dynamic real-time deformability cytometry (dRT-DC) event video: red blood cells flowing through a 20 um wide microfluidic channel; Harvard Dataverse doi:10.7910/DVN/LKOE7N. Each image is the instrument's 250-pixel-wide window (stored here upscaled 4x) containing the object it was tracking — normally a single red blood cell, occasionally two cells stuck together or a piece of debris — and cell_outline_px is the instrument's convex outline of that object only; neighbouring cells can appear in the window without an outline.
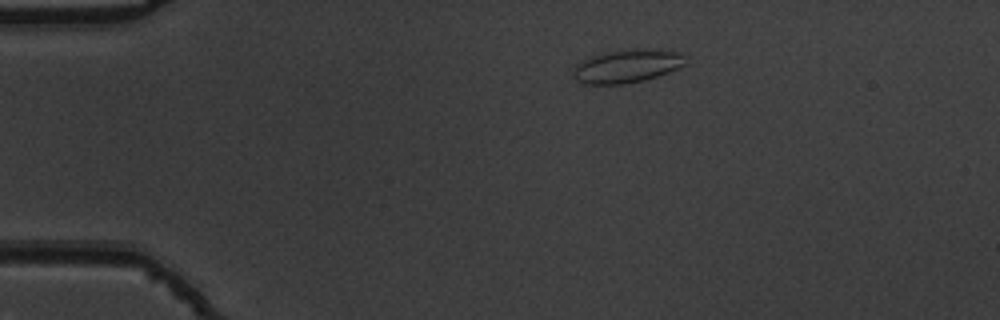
{"species": "common noctule bat (a hibernating species)", "species_latin": "Nyctalus noctula", "temperature_condition": "warm", "stored_images_in_passage": 44, "camera_frame_rate_fps": 3000, "um_per_image_px": 0.085, "animal": {"sex": "male", "body_mass_g": 19.5, "forearm_length_mm": 54.6}, "frame": {"image": 1, "passage_image": 1, "time_ms": 0.0, "image_size_px": [1000, 320], "cell_outline_px": [[684, 64], [668, 72], [644, 80], [624, 84], [580, 84], [576, 80], [576, 64], [580, 60], [592, 56], [608, 52], [636, 48], [652, 48], [680, 52]], "centroid_in_image_um": [53.27, 5.61], "position_along_channel_um": 31.7, "area_um2": 21.44}}
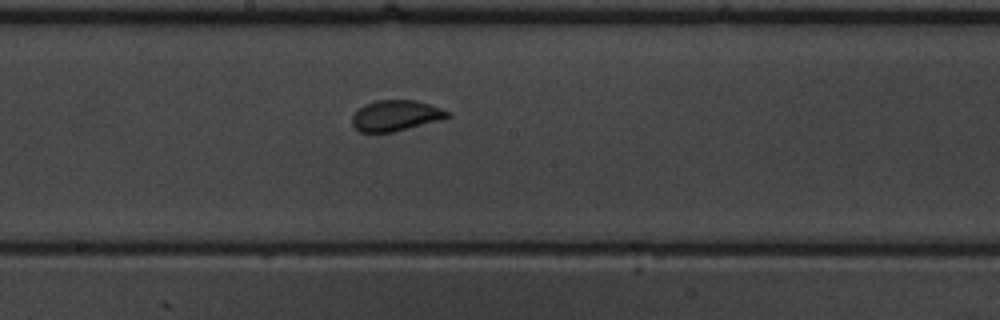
{"frame": {"image": 2, "passage_image": 20, "time_ms": 6.333, "image_size_px": [1000, 320], "cell_outline_px": [[452, 116], [444, 120], [392, 132], [360, 132], [352, 124], [352, 116], [364, 104], [376, 100], [416, 100], [452, 112]], "centroid_in_image_um": [33.69, 9.83], "position_along_channel_um": 214.5, "area_um2": 17.22}}
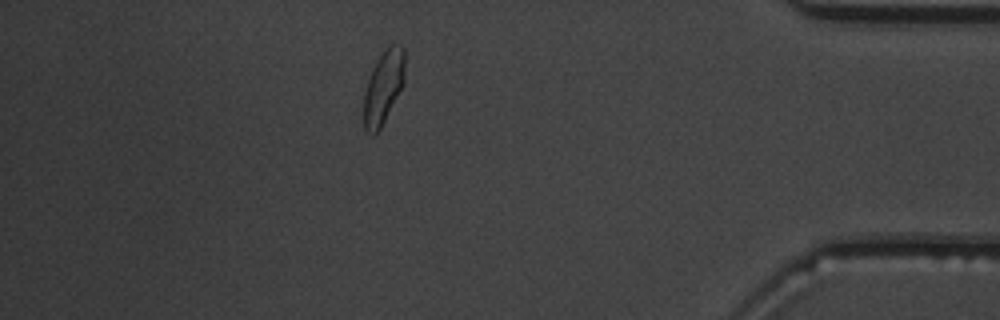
{"frame": {"image": 3, "passage_image": 38, "time_ms": 12.333, "image_size_px": [1000, 320], "cell_outline_px": [[404, 84], [380, 128], [372, 136], [364, 128], [364, 92], [368, 76], [376, 60], [388, 44], [392, 44], [404, 48]], "centroid_in_image_um": [32.58, 7.38], "position_along_channel_um": 402.6, "area_um2": 17.51}, "authors_computed_cell_mechanics": {"area_um2": 17.4845, "velocity_mm_per_s": 3.7636, "shape_relaxation_time_tau1_ms": 5.9544, "shape_relaxation_time_tau2_ms": null, "deformation_change_tau1": 0.1249, "deformation_change_tau2": null}}